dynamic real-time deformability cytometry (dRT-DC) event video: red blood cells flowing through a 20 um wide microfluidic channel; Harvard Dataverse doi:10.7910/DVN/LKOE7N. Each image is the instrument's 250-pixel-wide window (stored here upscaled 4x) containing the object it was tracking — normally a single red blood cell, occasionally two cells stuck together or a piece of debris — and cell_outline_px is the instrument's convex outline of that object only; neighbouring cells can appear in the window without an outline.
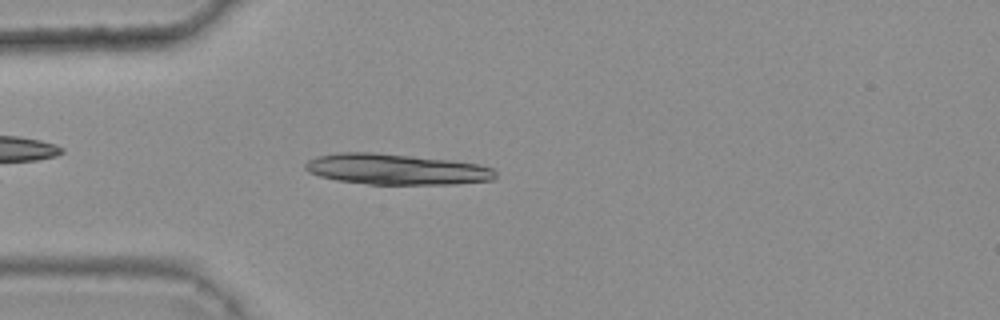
{"species": "common noctule bat (a hibernating species)", "species_latin": "Nyctalus noctula", "temperature_condition": "warm", "stored_images_in_passage": 33, "camera_frame_rate_fps": 3000, "um_per_image_px": 0.085, "animal": {"sex": "female", "body_mass_g": 25.1}, "frame": {"image": 1, "passage_image": 2, "time_ms": 0.333, "image_size_px": [1000, 320], "cell_outline_px": [[496, 176], [492, 180], [456, 184], [368, 184], [336, 180], [320, 176], [308, 172], [304, 168], [304, 164], [308, 160], [316, 156], [340, 152], [372, 152], [452, 160], [480, 164], [492, 168], [496, 172]], "centroid_in_image_um": [33.67, 14.38], "position_along_channel_um": 51.3, "area_um2": 34.22}}
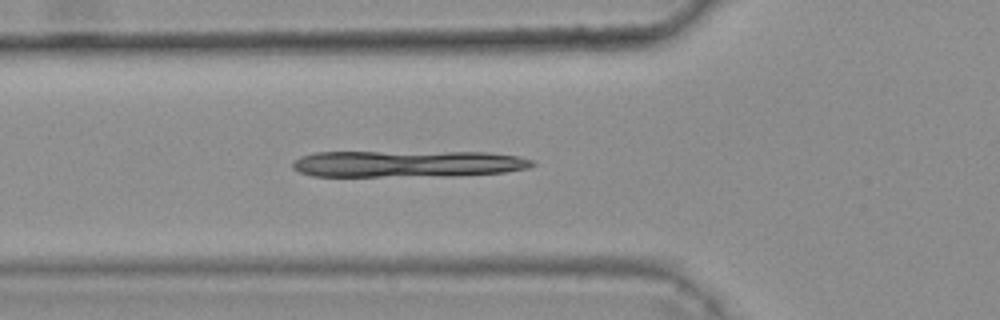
{"frame": {"image": 2, "passage_image": 6, "time_ms": 1.667, "image_size_px": [1000, 320], "cell_outline_px": [[536, 164], [528, 168], [504, 172], [452, 176], [312, 176], [300, 172], [292, 168], [292, 160], [300, 156], [316, 152], [488, 152], [520, 156], [532, 160]], "centroid_in_image_um": [34.64, 13.92], "position_along_channel_um": 91.2, "area_um2": 37.57}}
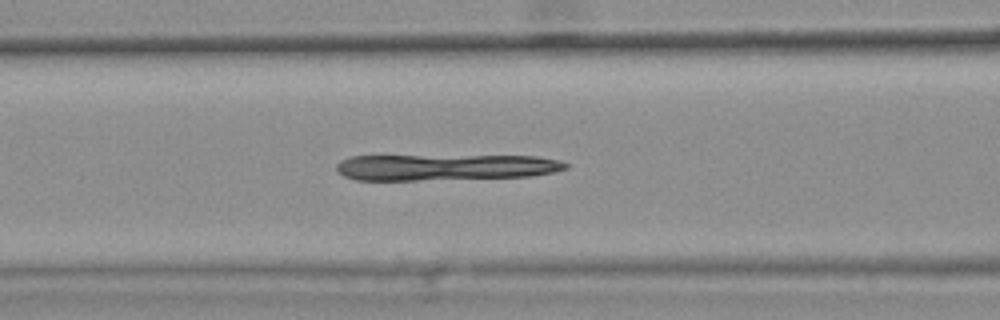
{"frame": {"image": 3, "passage_image": 9, "time_ms": 2.667, "image_size_px": [1000, 320], "cell_outline_px": [[568, 168], [552, 172], [532, 176], [416, 180], [356, 180], [344, 176], [336, 172], [336, 164], [340, 160], [348, 156], [536, 156], [560, 160], [568, 164]], "centroid_in_image_um": [37.79, 14.21], "position_along_channel_um": 128.8, "area_um2": 35.03}}